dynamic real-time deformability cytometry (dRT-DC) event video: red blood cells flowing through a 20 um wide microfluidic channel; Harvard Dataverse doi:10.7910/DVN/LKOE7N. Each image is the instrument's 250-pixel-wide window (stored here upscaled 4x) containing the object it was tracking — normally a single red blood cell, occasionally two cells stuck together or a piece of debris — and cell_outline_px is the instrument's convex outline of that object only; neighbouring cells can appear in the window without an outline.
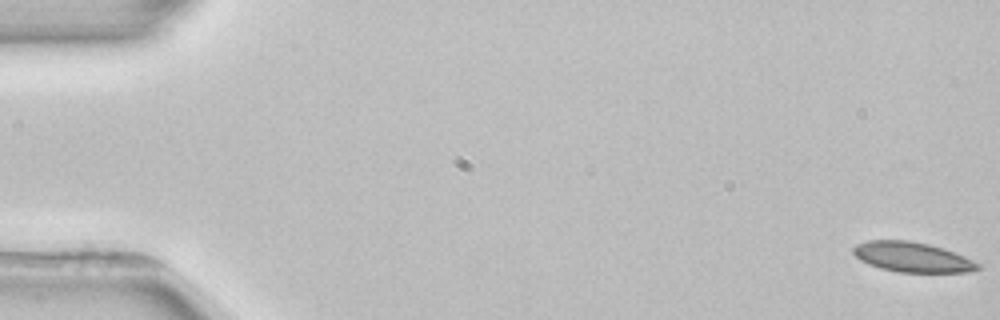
{"species": "common noctule bat (a hibernating species)", "species_latin": "Nyctalus noctula", "temperature_condition": "room temperature", "stored_images_in_passage": 5, "camera_frame_rate_fps": 3000, "um_per_image_px": 0.085, "animal": {"sex": "female", "body_mass_g": 22.7, "forearm_length_mm": 54.2}, "frame": {"image": 1, "passage_image": 1, "time_ms": 0.0, "image_size_px": [1000, 320], "cell_outline_px": [[980, 268], [968, 272], [900, 272], [880, 268], [868, 264], [860, 260], [852, 252], [852, 248], [856, 244], [868, 240], [908, 240], [928, 244], [964, 256], [980, 264]], "centroid_in_image_um": [77.49, 21.85], "position_along_channel_um": 7.5, "area_um2": 21.56}}
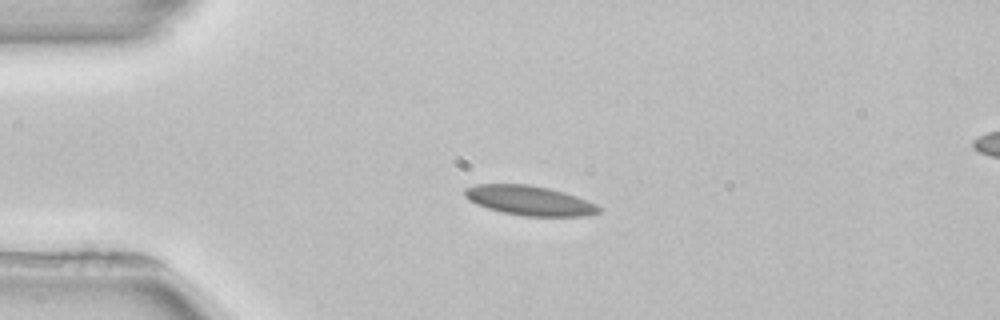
{"frame": {"image": 2, "passage_image": 3, "time_ms": 4.0, "image_size_px": [1000, 320], "cell_outline_px": [[600, 212], [584, 216], [524, 216], [504, 212], [488, 208], [476, 204], [468, 200], [464, 196], [464, 188], [476, 184], [528, 184], [548, 188], [564, 192], [576, 196], [596, 204], [600, 208]], "centroid_in_image_um": [44.97, 17.04], "position_along_channel_um": 40.0, "area_um2": 23.06}}